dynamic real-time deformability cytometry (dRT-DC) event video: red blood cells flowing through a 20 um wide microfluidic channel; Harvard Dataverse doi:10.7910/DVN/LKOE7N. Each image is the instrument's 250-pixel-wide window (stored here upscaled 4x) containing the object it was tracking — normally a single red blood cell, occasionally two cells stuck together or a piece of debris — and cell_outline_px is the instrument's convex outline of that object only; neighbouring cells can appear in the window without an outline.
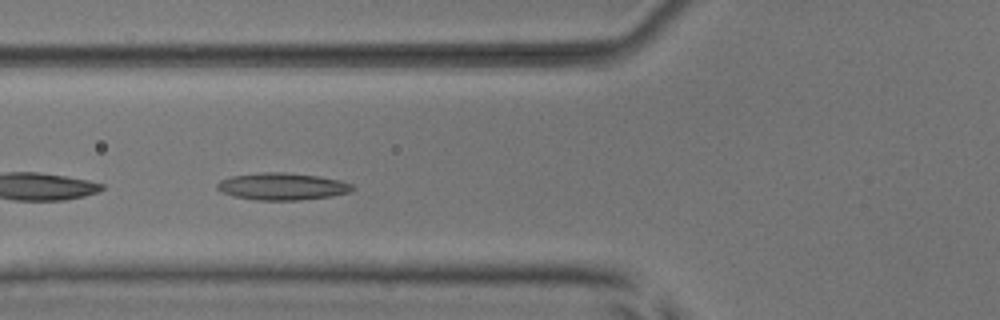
{"species": "common noctule bat (a hibernating species)", "species_latin": "Nyctalus noctula", "temperature_condition": "room temperature", "stored_images_in_passage": 49, "camera_frame_rate_fps": 3000, "um_per_image_px": 0.085, "animal": {"sex": "male", "body_mass_g": 17.9, "forearm_length_mm": 54.2}, "frame": {"image": 1, "passage_image": 16, "time_ms": 5.0, "image_size_px": [1000, 320], "cell_outline_px": [[356, 188], [348, 192], [332, 196], [296, 200], [256, 200], [232, 196], [220, 192], [216, 188], [216, 184], [220, 180], [232, 176], [264, 172], [284, 172], [316, 176], [340, 180], [352, 184]], "centroid_in_image_um": [23.95, 15.85], "position_along_channel_um": 101.8, "area_um2": 21.33}}
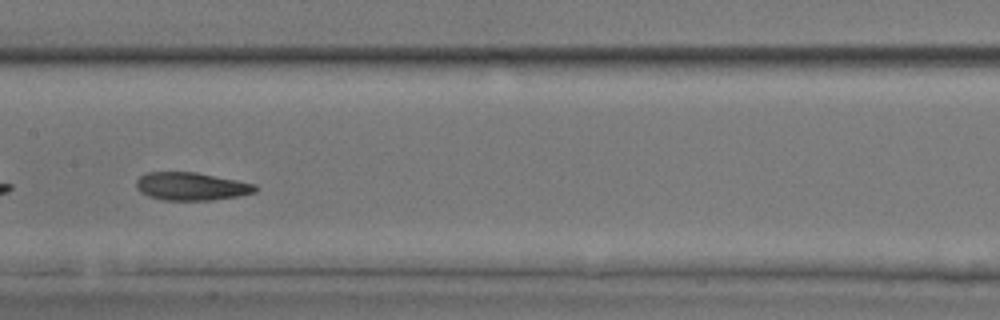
{"frame": {"image": 2, "passage_image": 23, "time_ms": 7.333, "image_size_px": [1000, 320], "cell_outline_px": [[260, 188], [256, 192], [236, 196], [212, 200], [164, 200], [148, 196], [140, 192], [136, 188], [136, 180], [140, 176], [148, 172], [196, 172], [256, 184]], "centroid_in_image_um": [16.26, 15.84], "position_along_channel_um": 191.1, "area_um2": 19.42}}
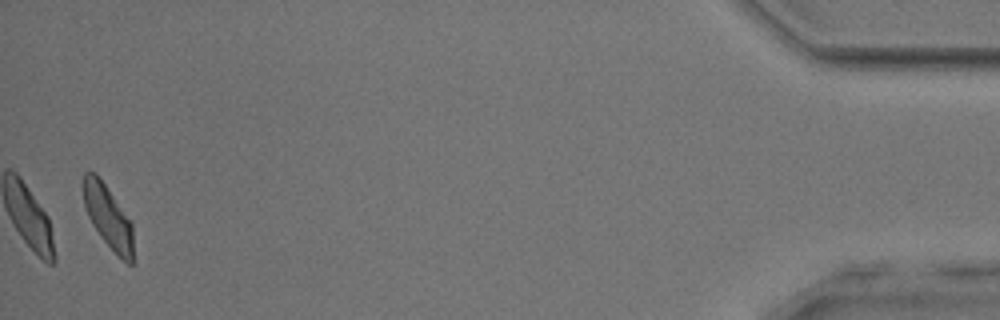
{"frame": {"image": 3, "passage_image": 48, "time_ms": 15.667, "image_size_px": [1000, 320], "cell_outline_px": [[132, 264], [128, 264], [100, 236], [92, 224], [88, 216], [84, 204], [84, 172], [96, 172], [132, 220]], "centroid_in_image_um": [9.19, 18.37], "position_along_channel_um": 426.0, "area_um2": 18.03}, "authors_computed_cell_mechanics": {"area_um2": 19.7098, "velocity_mm_per_s": 3.8382, "shape_relaxation_time_tau1_ms": 5.4456, "shape_relaxation_time_tau2_ms": 2.629, "deformation_change_tau1": 0.133, "deformation_change_tau2": 0.0911}}